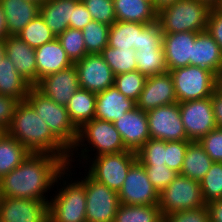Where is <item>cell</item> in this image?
<instances>
[{"label":"cell","instance_id":"6da1fadb","mask_svg":"<svg viewBox=\"0 0 222 222\" xmlns=\"http://www.w3.org/2000/svg\"><path fill=\"white\" fill-rule=\"evenodd\" d=\"M66 165L58 156L30 153L18 167L0 179L2 196L49 202L48 193Z\"/></svg>","mask_w":222,"mask_h":222},{"label":"cell","instance_id":"7a4b0ae2","mask_svg":"<svg viewBox=\"0 0 222 222\" xmlns=\"http://www.w3.org/2000/svg\"><path fill=\"white\" fill-rule=\"evenodd\" d=\"M5 132L31 153H48L60 157L68 164L70 150L52 133L47 123L26 100L17 104L10 126Z\"/></svg>","mask_w":222,"mask_h":222},{"label":"cell","instance_id":"3957f363","mask_svg":"<svg viewBox=\"0 0 222 222\" xmlns=\"http://www.w3.org/2000/svg\"><path fill=\"white\" fill-rule=\"evenodd\" d=\"M125 150L128 149L123 144L121 135L114 123L94 118L78 129V139L70 151L67 165L77 163V166L74 165V167L77 168L79 165L78 168L81 169L92 156L119 153Z\"/></svg>","mask_w":222,"mask_h":222},{"label":"cell","instance_id":"277c9868","mask_svg":"<svg viewBox=\"0 0 222 222\" xmlns=\"http://www.w3.org/2000/svg\"><path fill=\"white\" fill-rule=\"evenodd\" d=\"M73 169V165H66L55 179L54 188L57 189H53L55 194L50 196L48 202L49 222H87L86 189L74 177L77 175V169Z\"/></svg>","mask_w":222,"mask_h":222},{"label":"cell","instance_id":"5b68a950","mask_svg":"<svg viewBox=\"0 0 222 222\" xmlns=\"http://www.w3.org/2000/svg\"><path fill=\"white\" fill-rule=\"evenodd\" d=\"M211 8L198 0H178L158 12L163 33L207 31Z\"/></svg>","mask_w":222,"mask_h":222},{"label":"cell","instance_id":"8992f818","mask_svg":"<svg viewBox=\"0 0 222 222\" xmlns=\"http://www.w3.org/2000/svg\"><path fill=\"white\" fill-rule=\"evenodd\" d=\"M26 101L47 123L52 133L71 151L78 139V129L70 120L66 106L57 104L36 87L29 89Z\"/></svg>","mask_w":222,"mask_h":222},{"label":"cell","instance_id":"52a82bcc","mask_svg":"<svg viewBox=\"0 0 222 222\" xmlns=\"http://www.w3.org/2000/svg\"><path fill=\"white\" fill-rule=\"evenodd\" d=\"M178 103L212 96L218 88V76L194 65L169 70Z\"/></svg>","mask_w":222,"mask_h":222},{"label":"cell","instance_id":"ba28073f","mask_svg":"<svg viewBox=\"0 0 222 222\" xmlns=\"http://www.w3.org/2000/svg\"><path fill=\"white\" fill-rule=\"evenodd\" d=\"M136 161V152L125 150L119 153L102 154L94 158L91 157L86 164L82 166V169L84 167V170H86L93 179L105 184L109 189L118 192L125 181L130 167Z\"/></svg>","mask_w":222,"mask_h":222},{"label":"cell","instance_id":"9c48e42d","mask_svg":"<svg viewBox=\"0 0 222 222\" xmlns=\"http://www.w3.org/2000/svg\"><path fill=\"white\" fill-rule=\"evenodd\" d=\"M205 205L199 181L192 180L180 173L159 193L158 206L162 217Z\"/></svg>","mask_w":222,"mask_h":222},{"label":"cell","instance_id":"30bf717a","mask_svg":"<svg viewBox=\"0 0 222 222\" xmlns=\"http://www.w3.org/2000/svg\"><path fill=\"white\" fill-rule=\"evenodd\" d=\"M78 180L86 189L87 222H114L119 207L118 192L93 179L85 170Z\"/></svg>","mask_w":222,"mask_h":222},{"label":"cell","instance_id":"8fae6325","mask_svg":"<svg viewBox=\"0 0 222 222\" xmlns=\"http://www.w3.org/2000/svg\"><path fill=\"white\" fill-rule=\"evenodd\" d=\"M119 203L124 205H158L159 192L150 182L144 166L137 160L129 169L121 189Z\"/></svg>","mask_w":222,"mask_h":222},{"label":"cell","instance_id":"7c38bea8","mask_svg":"<svg viewBox=\"0 0 222 222\" xmlns=\"http://www.w3.org/2000/svg\"><path fill=\"white\" fill-rule=\"evenodd\" d=\"M179 110L188 140L198 141L208 132L217 128L211 96L181 102Z\"/></svg>","mask_w":222,"mask_h":222},{"label":"cell","instance_id":"4fadbf2b","mask_svg":"<svg viewBox=\"0 0 222 222\" xmlns=\"http://www.w3.org/2000/svg\"><path fill=\"white\" fill-rule=\"evenodd\" d=\"M146 113L151 139H160L166 142L188 140L180 117L178 102L157 107Z\"/></svg>","mask_w":222,"mask_h":222},{"label":"cell","instance_id":"5bb4252c","mask_svg":"<svg viewBox=\"0 0 222 222\" xmlns=\"http://www.w3.org/2000/svg\"><path fill=\"white\" fill-rule=\"evenodd\" d=\"M74 65L81 89L98 94L114 85L115 75L101 54H87Z\"/></svg>","mask_w":222,"mask_h":222},{"label":"cell","instance_id":"9a60e30c","mask_svg":"<svg viewBox=\"0 0 222 222\" xmlns=\"http://www.w3.org/2000/svg\"><path fill=\"white\" fill-rule=\"evenodd\" d=\"M177 103L172 76L169 71L149 76L136 101V107L148 112L157 107Z\"/></svg>","mask_w":222,"mask_h":222},{"label":"cell","instance_id":"2e32d148","mask_svg":"<svg viewBox=\"0 0 222 222\" xmlns=\"http://www.w3.org/2000/svg\"><path fill=\"white\" fill-rule=\"evenodd\" d=\"M1 222H49L48 202L3 197L0 207Z\"/></svg>","mask_w":222,"mask_h":222},{"label":"cell","instance_id":"e0dca14e","mask_svg":"<svg viewBox=\"0 0 222 222\" xmlns=\"http://www.w3.org/2000/svg\"><path fill=\"white\" fill-rule=\"evenodd\" d=\"M46 97L66 106L72 95L80 88L75 65L42 78L35 86Z\"/></svg>","mask_w":222,"mask_h":222},{"label":"cell","instance_id":"ac0fdd59","mask_svg":"<svg viewBox=\"0 0 222 222\" xmlns=\"http://www.w3.org/2000/svg\"><path fill=\"white\" fill-rule=\"evenodd\" d=\"M114 125L128 150L136 152L151 139L147 113L137 107L132 111L124 113L123 116L114 122Z\"/></svg>","mask_w":222,"mask_h":222},{"label":"cell","instance_id":"d6986e66","mask_svg":"<svg viewBox=\"0 0 222 222\" xmlns=\"http://www.w3.org/2000/svg\"><path fill=\"white\" fill-rule=\"evenodd\" d=\"M5 56L15 66L16 71L32 86L37 85V64L35 49L18 36H8L4 40Z\"/></svg>","mask_w":222,"mask_h":222},{"label":"cell","instance_id":"ffe728a7","mask_svg":"<svg viewBox=\"0 0 222 222\" xmlns=\"http://www.w3.org/2000/svg\"><path fill=\"white\" fill-rule=\"evenodd\" d=\"M197 34L187 31L163 34L162 46L168 71L190 65L192 44Z\"/></svg>","mask_w":222,"mask_h":222},{"label":"cell","instance_id":"44dd1931","mask_svg":"<svg viewBox=\"0 0 222 222\" xmlns=\"http://www.w3.org/2000/svg\"><path fill=\"white\" fill-rule=\"evenodd\" d=\"M136 108V101L118 91L115 85L96 94V119L114 123L124 113Z\"/></svg>","mask_w":222,"mask_h":222},{"label":"cell","instance_id":"7402d4cb","mask_svg":"<svg viewBox=\"0 0 222 222\" xmlns=\"http://www.w3.org/2000/svg\"><path fill=\"white\" fill-rule=\"evenodd\" d=\"M8 36L17 34L40 14V4L32 0H0Z\"/></svg>","mask_w":222,"mask_h":222},{"label":"cell","instance_id":"603a6c76","mask_svg":"<svg viewBox=\"0 0 222 222\" xmlns=\"http://www.w3.org/2000/svg\"><path fill=\"white\" fill-rule=\"evenodd\" d=\"M190 65L206 68L217 76L222 71V50L208 31L196 35Z\"/></svg>","mask_w":222,"mask_h":222},{"label":"cell","instance_id":"cb8c5ba5","mask_svg":"<svg viewBox=\"0 0 222 222\" xmlns=\"http://www.w3.org/2000/svg\"><path fill=\"white\" fill-rule=\"evenodd\" d=\"M35 55L37 64V84L45 76L59 72L73 65L57 38L36 48Z\"/></svg>","mask_w":222,"mask_h":222},{"label":"cell","instance_id":"d4e9b609","mask_svg":"<svg viewBox=\"0 0 222 222\" xmlns=\"http://www.w3.org/2000/svg\"><path fill=\"white\" fill-rule=\"evenodd\" d=\"M78 0H47L40 4V16L56 38L69 27Z\"/></svg>","mask_w":222,"mask_h":222},{"label":"cell","instance_id":"484cf974","mask_svg":"<svg viewBox=\"0 0 222 222\" xmlns=\"http://www.w3.org/2000/svg\"><path fill=\"white\" fill-rule=\"evenodd\" d=\"M116 21L152 24L158 11L151 0H113Z\"/></svg>","mask_w":222,"mask_h":222},{"label":"cell","instance_id":"4316f807","mask_svg":"<svg viewBox=\"0 0 222 222\" xmlns=\"http://www.w3.org/2000/svg\"><path fill=\"white\" fill-rule=\"evenodd\" d=\"M32 86L16 71L14 64L4 56L0 62V94L25 101Z\"/></svg>","mask_w":222,"mask_h":222},{"label":"cell","instance_id":"83f0119b","mask_svg":"<svg viewBox=\"0 0 222 222\" xmlns=\"http://www.w3.org/2000/svg\"><path fill=\"white\" fill-rule=\"evenodd\" d=\"M96 94L79 88L66 105L68 115L77 129L95 117Z\"/></svg>","mask_w":222,"mask_h":222},{"label":"cell","instance_id":"f1b7e54d","mask_svg":"<svg viewBox=\"0 0 222 222\" xmlns=\"http://www.w3.org/2000/svg\"><path fill=\"white\" fill-rule=\"evenodd\" d=\"M213 162L198 141H191L187 146L180 174L200 182Z\"/></svg>","mask_w":222,"mask_h":222},{"label":"cell","instance_id":"f546056e","mask_svg":"<svg viewBox=\"0 0 222 222\" xmlns=\"http://www.w3.org/2000/svg\"><path fill=\"white\" fill-rule=\"evenodd\" d=\"M31 152L4 132L0 136V179L18 167Z\"/></svg>","mask_w":222,"mask_h":222},{"label":"cell","instance_id":"4dcf8cb0","mask_svg":"<svg viewBox=\"0 0 222 222\" xmlns=\"http://www.w3.org/2000/svg\"><path fill=\"white\" fill-rule=\"evenodd\" d=\"M147 24L116 21L109 29L108 46L138 51L139 32Z\"/></svg>","mask_w":222,"mask_h":222},{"label":"cell","instance_id":"1f68e13d","mask_svg":"<svg viewBox=\"0 0 222 222\" xmlns=\"http://www.w3.org/2000/svg\"><path fill=\"white\" fill-rule=\"evenodd\" d=\"M163 220L158 205L119 204L114 222H161Z\"/></svg>","mask_w":222,"mask_h":222},{"label":"cell","instance_id":"d6a6232c","mask_svg":"<svg viewBox=\"0 0 222 222\" xmlns=\"http://www.w3.org/2000/svg\"><path fill=\"white\" fill-rule=\"evenodd\" d=\"M135 58L137 70L146 77L168 71L163 46L161 48L139 49L136 51Z\"/></svg>","mask_w":222,"mask_h":222},{"label":"cell","instance_id":"836d02e7","mask_svg":"<svg viewBox=\"0 0 222 222\" xmlns=\"http://www.w3.org/2000/svg\"><path fill=\"white\" fill-rule=\"evenodd\" d=\"M101 55L115 76L137 70L134 49H118L107 45Z\"/></svg>","mask_w":222,"mask_h":222},{"label":"cell","instance_id":"e575fe53","mask_svg":"<svg viewBox=\"0 0 222 222\" xmlns=\"http://www.w3.org/2000/svg\"><path fill=\"white\" fill-rule=\"evenodd\" d=\"M17 36L34 49L56 38L40 14L30 21Z\"/></svg>","mask_w":222,"mask_h":222},{"label":"cell","instance_id":"d590c367","mask_svg":"<svg viewBox=\"0 0 222 222\" xmlns=\"http://www.w3.org/2000/svg\"><path fill=\"white\" fill-rule=\"evenodd\" d=\"M110 26L97 21H90L83 29V38L88 54H101L108 45Z\"/></svg>","mask_w":222,"mask_h":222},{"label":"cell","instance_id":"8d00e7d4","mask_svg":"<svg viewBox=\"0 0 222 222\" xmlns=\"http://www.w3.org/2000/svg\"><path fill=\"white\" fill-rule=\"evenodd\" d=\"M57 39L60 41L67 57L74 64L88 53L85 47L82 30L68 27Z\"/></svg>","mask_w":222,"mask_h":222},{"label":"cell","instance_id":"74e56055","mask_svg":"<svg viewBox=\"0 0 222 222\" xmlns=\"http://www.w3.org/2000/svg\"><path fill=\"white\" fill-rule=\"evenodd\" d=\"M199 183L206 204L222 199V162H213Z\"/></svg>","mask_w":222,"mask_h":222},{"label":"cell","instance_id":"f35d334b","mask_svg":"<svg viewBox=\"0 0 222 222\" xmlns=\"http://www.w3.org/2000/svg\"><path fill=\"white\" fill-rule=\"evenodd\" d=\"M146 78L140 71L135 70L116 75L114 85L124 96L137 101L144 88Z\"/></svg>","mask_w":222,"mask_h":222},{"label":"cell","instance_id":"ab89813d","mask_svg":"<svg viewBox=\"0 0 222 222\" xmlns=\"http://www.w3.org/2000/svg\"><path fill=\"white\" fill-rule=\"evenodd\" d=\"M136 155L142 165L165 164V141L149 139L136 151Z\"/></svg>","mask_w":222,"mask_h":222},{"label":"cell","instance_id":"60d3db41","mask_svg":"<svg viewBox=\"0 0 222 222\" xmlns=\"http://www.w3.org/2000/svg\"><path fill=\"white\" fill-rule=\"evenodd\" d=\"M92 20L109 26L116 22L113 0H82Z\"/></svg>","mask_w":222,"mask_h":222},{"label":"cell","instance_id":"b9f144b4","mask_svg":"<svg viewBox=\"0 0 222 222\" xmlns=\"http://www.w3.org/2000/svg\"><path fill=\"white\" fill-rule=\"evenodd\" d=\"M191 140L165 141V164L168 168L181 172L187 146Z\"/></svg>","mask_w":222,"mask_h":222},{"label":"cell","instance_id":"7bdbcfd3","mask_svg":"<svg viewBox=\"0 0 222 222\" xmlns=\"http://www.w3.org/2000/svg\"><path fill=\"white\" fill-rule=\"evenodd\" d=\"M143 166L150 182L159 193L165 189L179 174L175 170L168 168L166 164Z\"/></svg>","mask_w":222,"mask_h":222},{"label":"cell","instance_id":"ee69618b","mask_svg":"<svg viewBox=\"0 0 222 222\" xmlns=\"http://www.w3.org/2000/svg\"><path fill=\"white\" fill-rule=\"evenodd\" d=\"M163 32L158 21L146 25L139 32L138 50L161 48L163 43Z\"/></svg>","mask_w":222,"mask_h":222},{"label":"cell","instance_id":"f6af8a7d","mask_svg":"<svg viewBox=\"0 0 222 222\" xmlns=\"http://www.w3.org/2000/svg\"><path fill=\"white\" fill-rule=\"evenodd\" d=\"M214 162H222V128H215L198 140Z\"/></svg>","mask_w":222,"mask_h":222},{"label":"cell","instance_id":"bcb514c9","mask_svg":"<svg viewBox=\"0 0 222 222\" xmlns=\"http://www.w3.org/2000/svg\"><path fill=\"white\" fill-rule=\"evenodd\" d=\"M165 222H209L207 206L196 209L179 211L163 217Z\"/></svg>","mask_w":222,"mask_h":222},{"label":"cell","instance_id":"7dc6e473","mask_svg":"<svg viewBox=\"0 0 222 222\" xmlns=\"http://www.w3.org/2000/svg\"><path fill=\"white\" fill-rule=\"evenodd\" d=\"M18 103L17 99L0 94V127L3 130H6L10 126Z\"/></svg>","mask_w":222,"mask_h":222},{"label":"cell","instance_id":"c3c4849f","mask_svg":"<svg viewBox=\"0 0 222 222\" xmlns=\"http://www.w3.org/2000/svg\"><path fill=\"white\" fill-rule=\"evenodd\" d=\"M90 21H92L91 14L83 2L79 1L73 10L72 20H69V27L82 30Z\"/></svg>","mask_w":222,"mask_h":222},{"label":"cell","instance_id":"681fc988","mask_svg":"<svg viewBox=\"0 0 222 222\" xmlns=\"http://www.w3.org/2000/svg\"><path fill=\"white\" fill-rule=\"evenodd\" d=\"M207 31L222 50V15L214 8H211L208 16Z\"/></svg>","mask_w":222,"mask_h":222},{"label":"cell","instance_id":"f907efd6","mask_svg":"<svg viewBox=\"0 0 222 222\" xmlns=\"http://www.w3.org/2000/svg\"><path fill=\"white\" fill-rule=\"evenodd\" d=\"M212 109L218 128H222V90L217 88L211 96Z\"/></svg>","mask_w":222,"mask_h":222},{"label":"cell","instance_id":"816d5d0a","mask_svg":"<svg viewBox=\"0 0 222 222\" xmlns=\"http://www.w3.org/2000/svg\"><path fill=\"white\" fill-rule=\"evenodd\" d=\"M209 212V222H222V199L206 204Z\"/></svg>","mask_w":222,"mask_h":222},{"label":"cell","instance_id":"f5cc1de1","mask_svg":"<svg viewBox=\"0 0 222 222\" xmlns=\"http://www.w3.org/2000/svg\"><path fill=\"white\" fill-rule=\"evenodd\" d=\"M6 37H8L6 18L0 5V40H4Z\"/></svg>","mask_w":222,"mask_h":222},{"label":"cell","instance_id":"db71d44e","mask_svg":"<svg viewBox=\"0 0 222 222\" xmlns=\"http://www.w3.org/2000/svg\"><path fill=\"white\" fill-rule=\"evenodd\" d=\"M178 0H152L154 8L159 12L162 8L173 4Z\"/></svg>","mask_w":222,"mask_h":222},{"label":"cell","instance_id":"11a10c76","mask_svg":"<svg viewBox=\"0 0 222 222\" xmlns=\"http://www.w3.org/2000/svg\"><path fill=\"white\" fill-rule=\"evenodd\" d=\"M198 1L205 3L210 8H214L219 3L220 0H198Z\"/></svg>","mask_w":222,"mask_h":222},{"label":"cell","instance_id":"9f6ffc18","mask_svg":"<svg viewBox=\"0 0 222 222\" xmlns=\"http://www.w3.org/2000/svg\"><path fill=\"white\" fill-rule=\"evenodd\" d=\"M4 56H5V45L4 41L0 40V62Z\"/></svg>","mask_w":222,"mask_h":222},{"label":"cell","instance_id":"6f0895ef","mask_svg":"<svg viewBox=\"0 0 222 222\" xmlns=\"http://www.w3.org/2000/svg\"><path fill=\"white\" fill-rule=\"evenodd\" d=\"M214 9L222 15V0L214 7Z\"/></svg>","mask_w":222,"mask_h":222},{"label":"cell","instance_id":"680465c9","mask_svg":"<svg viewBox=\"0 0 222 222\" xmlns=\"http://www.w3.org/2000/svg\"><path fill=\"white\" fill-rule=\"evenodd\" d=\"M218 88L222 90V71L220 72L218 76Z\"/></svg>","mask_w":222,"mask_h":222},{"label":"cell","instance_id":"91938a15","mask_svg":"<svg viewBox=\"0 0 222 222\" xmlns=\"http://www.w3.org/2000/svg\"><path fill=\"white\" fill-rule=\"evenodd\" d=\"M32 1H35V2H37L39 4H42V3L46 2L47 0H32Z\"/></svg>","mask_w":222,"mask_h":222},{"label":"cell","instance_id":"94428289","mask_svg":"<svg viewBox=\"0 0 222 222\" xmlns=\"http://www.w3.org/2000/svg\"><path fill=\"white\" fill-rule=\"evenodd\" d=\"M2 199H3V196H2V193H1V191H0V207H1Z\"/></svg>","mask_w":222,"mask_h":222},{"label":"cell","instance_id":"6125c7cd","mask_svg":"<svg viewBox=\"0 0 222 222\" xmlns=\"http://www.w3.org/2000/svg\"><path fill=\"white\" fill-rule=\"evenodd\" d=\"M5 132V130H3L1 127H0V136Z\"/></svg>","mask_w":222,"mask_h":222}]
</instances>
